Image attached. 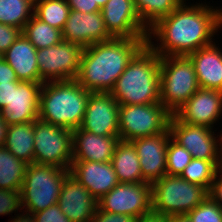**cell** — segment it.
<instances>
[{"instance_id":"cell-1","label":"cell","mask_w":222,"mask_h":222,"mask_svg":"<svg viewBox=\"0 0 222 222\" xmlns=\"http://www.w3.org/2000/svg\"><path fill=\"white\" fill-rule=\"evenodd\" d=\"M207 3L206 0L195 4L184 0L175 11L148 30L146 44L163 57L187 56L214 43L221 26L217 7L210 1Z\"/></svg>"},{"instance_id":"cell-2","label":"cell","mask_w":222,"mask_h":222,"mask_svg":"<svg viewBox=\"0 0 222 222\" xmlns=\"http://www.w3.org/2000/svg\"><path fill=\"white\" fill-rule=\"evenodd\" d=\"M147 38H112L84 48L77 82L92 93H110Z\"/></svg>"},{"instance_id":"cell-3","label":"cell","mask_w":222,"mask_h":222,"mask_svg":"<svg viewBox=\"0 0 222 222\" xmlns=\"http://www.w3.org/2000/svg\"><path fill=\"white\" fill-rule=\"evenodd\" d=\"M110 94L119 105L160 102V56L145 44L129 61Z\"/></svg>"},{"instance_id":"cell-4","label":"cell","mask_w":222,"mask_h":222,"mask_svg":"<svg viewBox=\"0 0 222 222\" xmlns=\"http://www.w3.org/2000/svg\"><path fill=\"white\" fill-rule=\"evenodd\" d=\"M91 93L76 79L43 83L38 118L69 130L79 128Z\"/></svg>"},{"instance_id":"cell-5","label":"cell","mask_w":222,"mask_h":222,"mask_svg":"<svg viewBox=\"0 0 222 222\" xmlns=\"http://www.w3.org/2000/svg\"><path fill=\"white\" fill-rule=\"evenodd\" d=\"M69 170L53 165L28 164L21 187L22 210L36 213L58 203Z\"/></svg>"},{"instance_id":"cell-6","label":"cell","mask_w":222,"mask_h":222,"mask_svg":"<svg viewBox=\"0 0 222 222\" xmlns=\"http://www.w3.org/2000/svg\"><path fill=\"white\" fill-rule=\"evenodd\" d=\"M187 56L160 57V103L173 115L199 89Z\"/></svg>"},{"instance_id":"cell-7","label":"cell","mask_w":222,"mask_h":222,"mask_svg":"<svg viewBox=\"0 0 222 222\" xmlns=\"http://www.w3.org/2000/svg\"><path fill=\"white\" fill-rule=\"evenodd\" d=\"M152 212L164 216L188 214L207 196L208 191L180 176L164 175L151 184Z\"/></svg>"},{"instance_id":"cell-8","label":"cell","mask_w":222,"mask_h":222,"mask_svg":"<svg viewBox=\"0 0 222 222\" xmlns=\"http://www.w3.org/2000/svg\"><path fill=\"white\" fill-rule=\"evenodd\" d=\"M171 113L160 103L119 106V138L132 141L164 132Z\"/></svg>"},{"instance_id":"cell-9","label":"cell","mask_w":222,"mask_h":222,"mask_svg":"<svg viewBox=\"0 0 222 222\" xmlns=\"http://www.w3.org/2000/svg\"><path fill=\"white\" fill-rule=\"evenodd\" d=\"M73 162L72 130L34 121V163L70 169Z\"/></svg>"},{"instance_id":"cell-10","label":"cell","mask_w":222,"mask_h":222,"mask_svg":"<svg viewBox=\"0 0 222 222\" xmlns=\"http://www.w3.org/2000/svg\"><path fill=\"white\" fill-rule=\"evenodd\" d=\"M169 130L171 138L188 150L192 158L206 161H222V129L218 134L217 129L190 125L179 121L174 115H171Z\"/></svg>"},{"instance_id":"cell-11","label":"cell","mask_w":222,"mask_h":222,"mask_svg":"<svg viewBox=\"0 0 222 222\" xmlns=\"http://www.w3.org/2000/svg\"><path fill=\"white\" fill-rule=\"evenodd\" d=\"M84 48L62 40L57 45L37 49V62L42 83L76 79Z\"/></svg>"},{"instance_id":"cell-12","label":"cell","mask_w":222,"mask_h":222,"mask_svg":"<svg viewBox=\"0 0 222 222\" xmlns=\"http://www.w3.org/2000/svg\"><path fill=\"white\" fill-rule=\"evenodd\" d=\"M103 212L124 214L140 218L152 212V187L141 183H119L98 200Z\"/></svg>"},{"instance_id":"cell-13","label":"cell","mask_w":222,"mask_h":222,"mask_svg":"<svg viewBox=\"0 0 222 222\" xmlns=\"http://www.w3.org/2000/svg\"><path fill=\"white\" fill-rule=\"evenodd\" d=\"M119 106L110 93H91L80 128L99 136H119Z\"/></svg>"},{"instance_id":"cell-14","label":"cell","mask_w":222,"mask_h":222,"mask_svg":"<svg viewBox=\"0 0 222 222\" xmlns=\"http://www.w3.org/2000/svg\"><path fill=\"white\" fill-rule=\"evenodd\" d=\"M173 115L190 125L216 129L222 118V91L199 88Z\"/></svg>"},{"instance_id":"cell-15","label":"cell","mask_w":222,"mask_h":222,"mask_svg":"<svg viewBox=\"0 0 222 222\" xmlns=\"http://www.w3.org/2000/svg\"><path fill=\"white\" fill-rule=\"evenodd\" d=\"M107 31L113 38H147L133 0H108L101 8Z\"/></svg>"},{"instance_id":"cell-16","label":"cell","mask_w":222,"mask_h":222,"mask_svg":"<svg viewBox=\"0 0 222 222\" xmlns=\"http://www.w3.org/2000/svg\"><path fill=\"white\" fill-rule=\"evenodd\" d=\"M171 138L169 127L159 134L130 141L140 161L142 178L152 184L166 175V150Z\"/></svg>"},{"instance_id":"cell-17","label":"cell","mask_w":222,"mask_h":222,"mask_svg":"<svg viewBox=\"0 0 222 222\" xmlns=\"http://www.w3.org/2000/svg\"><path fill=\"white\" fill-rule=\"evenodd\" d=\"M62 37L83 48L113 38L106 29L101 11L84 13L76 10L70 11Z\"/></svg>"},{"instance_id":"cell-18","label":"cell","mask_w":222,"mask_h":222,"mask_svg":"<svg viewBox=\"0 0 222 222\" xmlns=\"http://www.w3.org/2000/svg\"><path fill=\"white\" fill-rule=\"evenodd\" d=\"M42 84L32 81L12 83L11 103L0 112L8 126L38 119Z\"/></svg>"},{"instance_id":"cell-19","label":"cell","mask_w":222,"mask_h":222,"mask_svg":"<svg viewBox=\"0 0 222 222\" xmlns=\"http://www.w3.org/2000/svg\"><path fill=\"white\" fill-rule=\"evenodd\" d=\"M57 204L71 222H91L98 208V201L71 174L64 179Z\"/></svg>"},{"instance_id":"cell-20","label":"cell","mask_w":222,"mask_h":222,"mask_svg":"<svg viewBox=\"0 0 222 222\" xmlns=\"http://www.w3.org/2000/svg\"><path fill=\"white\" fill-rule=\"evenodd\" d=\"M69 174L83 184L97 201L119 184L111 161H73Z\"/></svg>"},{"instance_id":"cell-21","label":"cell","mask_w":222,"mask_h":222,"mask_svg":"<svg viewBox=\"0 0 222 222\" xmlns=\"http://www.w3.org/2000/svg\"><path fill=\"white\" fill-rule=\"evenodd\" d=\"M119 136H99L86 130H72L73 161L109 162Z\"/></svg>"},{"instance_id":"cell-22","label":"cell","mask_w":222,"mask_h":222,"mask_svg":"<svg viewBox=\"0 0 222 222\" xmlns=\"http://www.w3.org/2000/svg\"><path fill=\"white\" fill-rule=\"evenodd\" d=\"M216 41L187 57L193 63L200 88L222 91V48Z\"/></svg>"},{"instance_id":"cell-23","label":"cell","mask_w":222,"mask_h":222,"mask_svg":"<svg viewBox=\"0 0 222 222\" xmlns=\"http://www.w3.org/2000/svg\"><path fill=\"white\" fill-rule=\"evenodd\" d=\"M3 59L14 69L19 81L42 83L38 69L37 49L23 33L3 54Z\"/></svg>"},{"instance_id":"cell-24","label":"cell","mask_w":222,"mask_h":222,"mask_svg":"<svg viewBox=\"0 0 222 222\" xmlns=\"http://www.w3.org/2000/svg\"><path fill=\"white\" fill-rule=\"evenodd\" d=\"M111 164L119 183H141L145 181L142 178L139 158L130 141L120 140L117 143Z\"/></svg>"},{"instance_id":"cell-25","label":"cell","mask_w":222,"mask_h":222,"mask_svg":"<svg viewBox=\"0 0 222 222\" xmlns=\"http://www.w3.org/2000/svg\"><path fill=\"white\" fill-rule=\"evenodd\" d=\"M3 146L26 164L34 163V121L9 125Z\"/></svg>"},{"instance_id":"cell-26","label":"cell","mask_w":222,"mask_h":222,"mask_svg":"<svg viewBox=\"0 0 222 222\" xmlns=\"http://www.w3.org/2000/svg\"><path fill=\"white\" fill-rule=\"evenodd\" d=\"M27 165L6 147L0 146V188L21 190Z\"/></svg>"},{"instance_id":"cell-27","label":"cell","mask_w":222,"mask_h":222,"mask_svg":"<svg viewBox=\"0 0 222 222\" xmlns=\"http://www.w3.org/2000/svg\"><path fill=\"white\" fill-rule=\"evenodd\" d=\"M184 0H133L143 26L149 30L160 19L170 15Z\"/></svg>"},{"instance_id":"cell-28","label":"cell","mask_w":222,"mask_h":222,"mask_svg":"<svg viewBox=\"0 0 222 222\" xmlns=\"http://www.w3.org/2000/svg\"><path fill=\"white\" fill-rule=\"evenodd\" d=\"M22 33L36 49L54 46L63 40L61 30L51 27L35 15L25 24Z\"/></svg>"},{"instance_id":"cell-29","label":"cell","mask_w":222,"mask_h":222,"mask_svg":"<svg viewBox=\"0 0 222 222\" xmlns=\"http://www.w3.org/2000/svg\"><path fill=\"white\" fill-rule=\"evenodd\" d=\"M35 0H0V23L23 30L34 15Z\"/></svg>"},{"instance_id":"cell-30","label":"cell","mask_w":222,"mask_h":222,"mask_svg":"<svg viewBox=\"0 0 222 222\" xmlns=\"http://www.w3.org/2000/svg\"><path fill=\"white\" fill-rule=\"evenodd\" d=\"M70 11L67 0H35L34 15L51 27L61 31Z\"/></svg>"},{"instance_id":"cell-31","label":"cell","mask_w":222,"mask_h":222,"mask_svg":"<svg viewBox=\"0 0 222 222\" xmlns=\"http://www.w3.org/2000/svg\"><path fill=\"white\" fill-rule=\"evenodd\" d=\"M221 166L222 161H206L192 158L180 177L190 183L204 187L209 192L216 173Z\"/></svg>"},{"instance_id":"cell-32","label":"cell","mask_w":222,"mask_h":222,"mask_svg":"<svg viewBox=\"0 0 222 222\" xmlns=\"http://www.w3.org/2000/svg\"><path fill=\"white\" fill-rule=\"evenodd\" d=\"M166 158V175L170 176H180L192 159L190 152L172 138L168 142Z\"/></svg>"},{"instance_id":"cell-33","label":"cell","mask_w":222,"mask_h":222,"mask_svg":"<svg viewBox=\"0 0 222 222\" xmlns=\"http://www.w3.org/2000/svg\"><path fill=\"white\" fill-rule=\"evenodd\" d=\"M187 215L192 222H222V207L208 195Z\"/></svg>"},{"instance_id":"cell-34","label":"cell","mask_w":222,"mask_h":222,"mask_svg":"<svg viewBox=\"0 0 222 222\" xmlns=\"http://www.w3.org/2000/svg\"><path fill=\"white\" fill-rule=\"evenodd\" d=\"M23 211L20 190H7L0 188V216L12 215Z\"/></svg>"},{"instance_id":"cell-35","label":"cell","mask_w":222,"mask_h":222,"mask_svg":"<svg viewBox=\"0 0 222 222\" xmlns=\"http://www.w3.org/2000/svg\"><path fill=\"white\" fill-rule=\"evenodd\" d=\"M33 216L36 222H71L66 215L62 213L58 204L33 213Z\"/></svg>"},{"instance_id":"cell-36","label":"cell","mask_w":222,"mask_h":222,"mask_svg":"<svg viewBox=\"0 0 222 222\" xmlns=\"http://www.w3.org/2000/svg\"><path fill=\"white\" fill-rule=\"evenodd\" d=\"M19 28L0 23V53L3 55L20 36Z\"/></svg>"},{"instance_id":"cell-37","label":"cell","mask_w":222,"mask_h":222,"mask_svg":"<svg viewBox=\"0 0 222 222\" xmlns=\"http://www.w3.org/2000/svg\"><path fill=\"white\" fill-rule=\"evenodd\" d=\"M137 219L134 216L103 212L97 208L91 222H137Z\"/></svg>"},{"instance_id":"cell-38","label":"cell","mask_w":222,"mask_h":222,"mask_svg":"<svg viewBox=\"0 0 222 222\" xmlns=\"http://www.w3.org/2000/svg\"><path fill=\"white\" fill-rule=\"evenodd\" d=\"M208 195L222 207V166L216 173Z\"/></svg>"},{"instance_id":"cell-39","label":"cell","mask_w":222,"mask_h":222,"mask_svg":"<svg viewBox=\"0 0 222 222\" xmlns=\"http://www.w3.org/2000/svg\"><path fill=\"white\" fill-rule=\"evenodd\" d=\"M67 4L71 10L84 13L101 11L99 6H93V0H67Z\"/></svg>"},{"instance_id":"cell-40","label":"cell","mask_w":222,"mask_h":222,"mask_svg":"<svg viewBox=\"0 0 222 222\" xmlns=\"http://www.w3.org/2000/svg\"><path fill=\"white\" fill-rule=\"evenodd\" d=\"M16 73L10 65L2 59L0 61V83H19Z\"/></svg>"},{"instance_id":"cell-41","label":"cell","mask_w":222,"mask_h":222,"mask_svg":"<svg viewBox=\"0 0 222 222\" xmlns=\"http://www.w3.org/2000/svg\"><path fill=\"white\" fill-rule=\"evenodd\" d=\"M12 83H0V112L11 103Z\"/></svg>"},{"instance_id":"cell-42","label":"cell","mask_w":222,"mask_h":222,"mask_svg":"<svg viewBox=\"0 0 222 222\" xmlns=\"http://www.w3.org/2000/svg\"><path fill=\"white\" fill-rule=\"evenodd\" d=\"M137 222H169V217L151 212L138 218Z\"/></svg>"},{"instance_id":"cell-43","label":"cell","mask_w":222,"mask_h":222,"mask_svg":"<svg viewBox=\"0 0 222 222\" xmlns=\"http://www.w3.org/2000/svg\"><path fill=\"white\" fill-rule=\"evenodd\" d=\"M14 216H11L13 219L8 222H36L33 214L26 211H21V213L14 214Z\"/></svg>"},{"instance_id":"cell-44","label":"cell","mask_w":222,"mask_h":222,"mask_svg":"<svg viewBox=\"0 0 222 222\" xmlns=\"http://www.w3.org/2000/svg\"><path fill=\"white\" fill-rule=\"evenodd\" d=\"M8 125L4 122L3 117L0 115V146H3L6 136Z\"/></svg>"},{"instance_id":"cell-45","label":"cell","mask_w":222,"mask_h":222,"mask_svg":"<svg viewBox=\"0 0 222 222\" xmlns=\"http://www.w3.org/2000/svg\"><path fill=\"white\" fill-rule=\"evenodd\" d=\"M169 222H192L187 214L169 216Z\"/></svg>"},{"instance_id":"cell-46","label":"cell","mask_w":222,"mask_h":222,"mask_svg":"<svg viewBox=\"0 0 222 222\" xmlns=\"http://www.w3.org/2000/svg\"><path fill=\"white\" fill-rule=\"evenodd\" d=\"M108 0H93V6H99L102 8Z\"/></svg>"},{"instance_id":"cell-47","label":"cell","mask_w":222,"mask_h":222,"mask_svg":"<svg viewBox=\"0 0 222 222\" xmlns=\"http://www.w3.org/2000/svg\"><path fill=\"white\" fill-rule=\"evenodd\" d=\"M221 6L217 7V13H218V18L220 21V26H221V30H222V7Z\"/></svg>"},{"instance_id":"cell-48","label":"cell","mask_w":222,"mask_h":222,"mask_svg":"<svg viewBox=\"0 0 222 222\" xmlns=\"http://www.w3.org/2000/svg\"><path fill=\"white\" fill-rule=\"evenodd\" d=\"M3 59V55L0 53V61Z\"/></svg>"}]
</instances>
